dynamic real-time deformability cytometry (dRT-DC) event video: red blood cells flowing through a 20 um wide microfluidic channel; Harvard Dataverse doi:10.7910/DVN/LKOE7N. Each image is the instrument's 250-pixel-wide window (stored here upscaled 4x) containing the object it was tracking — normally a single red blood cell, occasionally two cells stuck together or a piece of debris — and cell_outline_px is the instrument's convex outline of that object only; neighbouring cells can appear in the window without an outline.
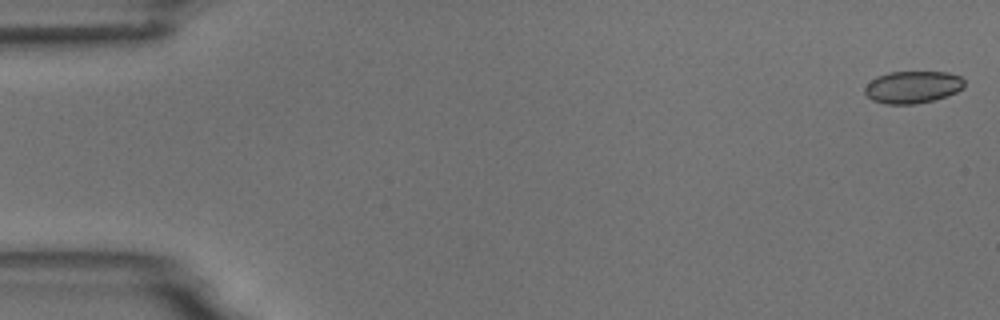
{"species": "common noctule bat (a hibernating species)", "species_latin": "Nyctalus noctula", "temperature_condition": "room temperature", "stored_images_in_passage": 6, "camera_frame_rate_fps": 3000, "um_per_image_px": 0.085, "animal": {"sex": "male", "body_mass_g": 18.8}, "frame": {"image": 1, "passage_image": 1, "time_ms": 0.0, "image_size_px": [1000, 320], "cell_outline_px": [[964, 88], [948, 96], [916, 104], [884, 104], [872, 100], [864, 92], [864, 88], [876, 76], [888, 72], [948, 72], [960, 76], [964, 80]], "centroid_in_image_um": [77.58, 7.4], "position_along_channel_um": 7.4, "area_um2": 18.79}}
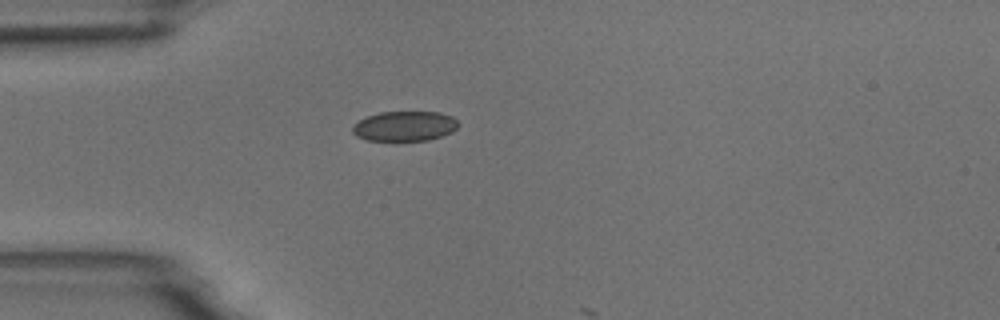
{"frame": {"image": 2, "passage_image": 5, "time_ms": 4.667, "image_size_px": [1000, 320], "cell_outline_px": [[460, 124], [452, 132], [428, 140], [392, 144], [364, 140], [356, 136], [352, 132], [352, 124], [368, 116], [380, 112], [440, 112], [452, 116]], "centroid_in_image_um": [34.34, 10.78], "position_along_channel_um": 50.7, "area_um2": 19.36}}